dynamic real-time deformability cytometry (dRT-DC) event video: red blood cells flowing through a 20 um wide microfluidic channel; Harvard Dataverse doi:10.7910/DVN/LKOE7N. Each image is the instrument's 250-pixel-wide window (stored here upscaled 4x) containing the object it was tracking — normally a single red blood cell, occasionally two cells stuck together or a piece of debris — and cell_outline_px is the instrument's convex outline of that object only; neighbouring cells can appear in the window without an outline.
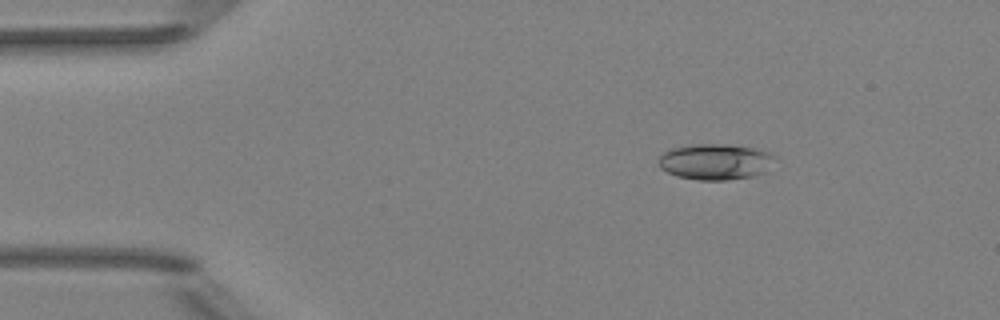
{"species": "Egyptian fruit bat (a non-hibernating species)", "species_latin": "Rousettus aegyptiacus", "temperature_condition": "room temperature", "stored_images_in_passage": 3, "camera_frame_rate_fps": 3000, "um_per_image_px": 0.085, "animal": {"sex": "female"}, "frame": {"image": 1, "passage_image": 1, "time_ms": 0.0, "image_size_px": [1000, 320], "cell_outline_px": [[776, 156], [764, 172], [752, 176], [728, 180], [700, 180], [676, 176], [660, 168], [660, 156], [668, 148], [692, 144], [732, 144], [756, 148], [772, 152]], "centroid_in_image_um": [60.81, 13.73], "position_along_channel_um": 24.2, "area_um2": 24.51}}
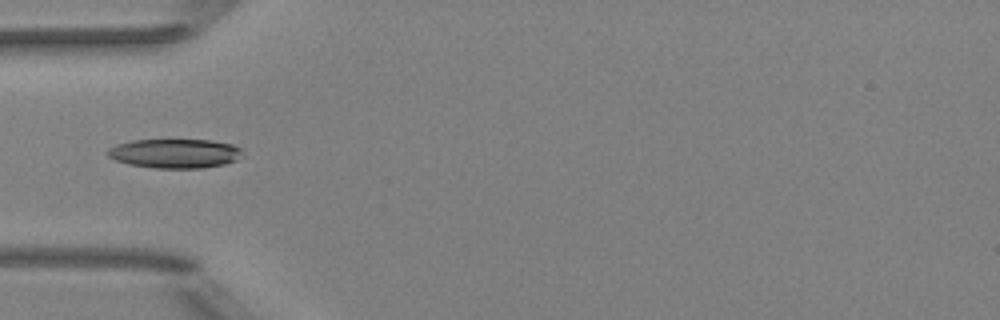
{"frame": {"image": 2, "passage_image": 3, "time_ms": 3.0, "image_size_px": [1000, 320], "cell_outline_px": [[240, 152], [236, 160], [224, 164], [204, 168], [156, 168], [128, 164], [116, 160], [108, 156], [108, 148], [116, 144], [132, 140], [212, 140], [232, 144], [240, 148]], "centroid_in_image_um": [14.83, 13.04], "position_along_channel_um": 70.2, "area_um2": 22.83}}